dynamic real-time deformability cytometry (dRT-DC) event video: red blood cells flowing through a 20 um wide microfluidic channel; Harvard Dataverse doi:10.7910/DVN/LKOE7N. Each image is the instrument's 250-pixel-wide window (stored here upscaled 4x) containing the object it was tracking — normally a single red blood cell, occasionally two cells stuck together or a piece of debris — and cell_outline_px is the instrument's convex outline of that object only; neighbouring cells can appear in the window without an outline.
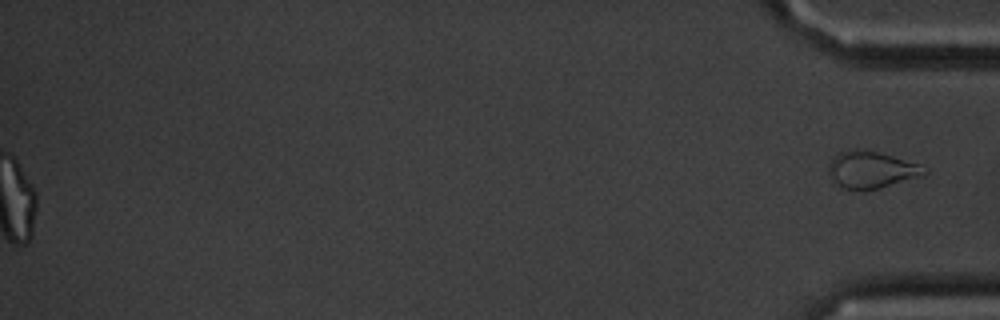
{"species": "common noctule bat (a hibernating species)", "species_latin": "Nyctalus noctula", "temperature_condition": "cold", "stored_images_in_passage": 60, "segment_of_instrument_passage": [2, 2], "camera_frame_rate_fps": 3000, "um_per_image_px": 0.085, "animal": {"sex": "male", "body_mass_g": 20.1, "forearm_length_mm": 53.5}, "frame": {"image": 1, "passage_image": 60, "time_ms": 19.667, "image_size_px": [1000, 320], "cell_outline_px": [[928, 172], [924, 176], [880, 188], [864, 192], [856, 192], [844, 188], [836, 184], [828, 172], [828, 164], [840, 152], [876, 152], [892, 156], [920, 164]], "centroid_in_image_um": [74.09, 14.51], "position_along_channel_um": 361.1, "area_um2": 20.35}}